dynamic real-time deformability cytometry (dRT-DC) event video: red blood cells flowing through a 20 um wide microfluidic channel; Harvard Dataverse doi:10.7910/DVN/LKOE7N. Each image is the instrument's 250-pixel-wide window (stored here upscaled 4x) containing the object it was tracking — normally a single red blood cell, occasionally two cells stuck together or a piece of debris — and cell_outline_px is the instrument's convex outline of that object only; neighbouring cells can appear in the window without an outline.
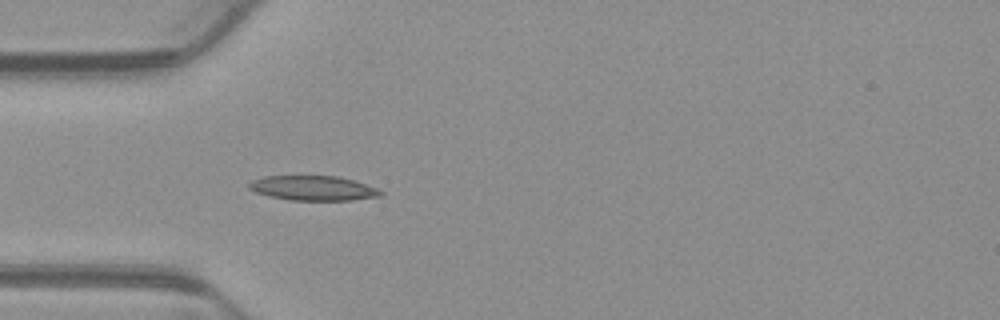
{"species": "common noctule bat (a hibernating species)", "species_latin": "Nyctalus noctula", "temperature_condition": "warm", "stored_images_in_passage": 9, "camera_frame_rate_fps": 3000, "um_per_image_px": 0.085, "animal": {"sex": "male", "body_mass_g": 23.1, "forearm_length_mm": 52.7}, "frame": {"image": 1, "passage_image": 1, "time_ms": 0.0, "image_size_px": [1000, 320], "cell_outline_px": [[384, 196], [352, 200], [292, 200], [268, 196], [256, 192], [248, 188], [248, 184], [252, 180], [264, 176], [340, 176], [376, 188], [384, 192]], "centroid_in_image_um": [26.63, 15.99], "position_along_channel_um": 58.4, "area_um2": 18.96}}
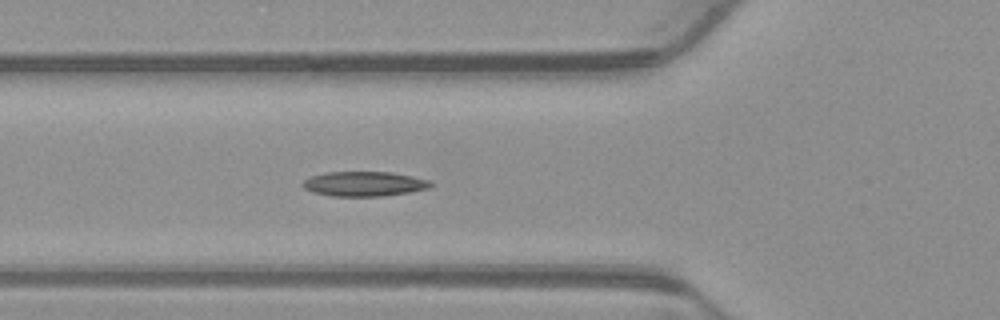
{"frame": {"image": 2, "passage_image": 4, "time_ms": 1.0, "image_size_px": [1000, 320], "cell_outline_px": [[432, 184], [428, 188], [408, 192], [384, 196], [332, 196], [312, 192], [304, 188], [300, 184], [304, 180], [312, 176], [324, 172], [392, 172], [412, 176], [428, 180]], "centroid_in_image_um": [30.9, 15.62], "position_along_channel_um": 94.9, "area_um2": 18.38}}
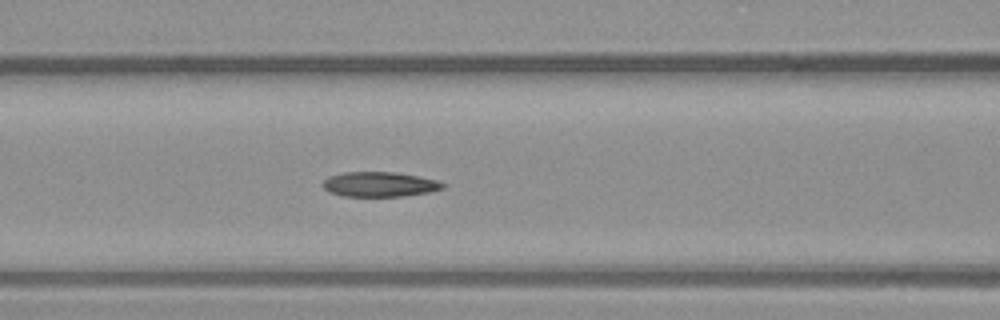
{"frame": {"image": 3, "passage_image": 7, "time_ms": 2.0, "image_size_px": [1000, 320], "cell_outline_px": [[444, 188], [428, 192], [404, 196], [344, 196], [328, 192], [320, 184], [328, 176], [344, 172], [396, 172], [436, 180], [444, 184]], "centroid_in_image_um": [32.2, 15.66], "position_along_channel_um": 134.4, "area_um2": 17.34}}